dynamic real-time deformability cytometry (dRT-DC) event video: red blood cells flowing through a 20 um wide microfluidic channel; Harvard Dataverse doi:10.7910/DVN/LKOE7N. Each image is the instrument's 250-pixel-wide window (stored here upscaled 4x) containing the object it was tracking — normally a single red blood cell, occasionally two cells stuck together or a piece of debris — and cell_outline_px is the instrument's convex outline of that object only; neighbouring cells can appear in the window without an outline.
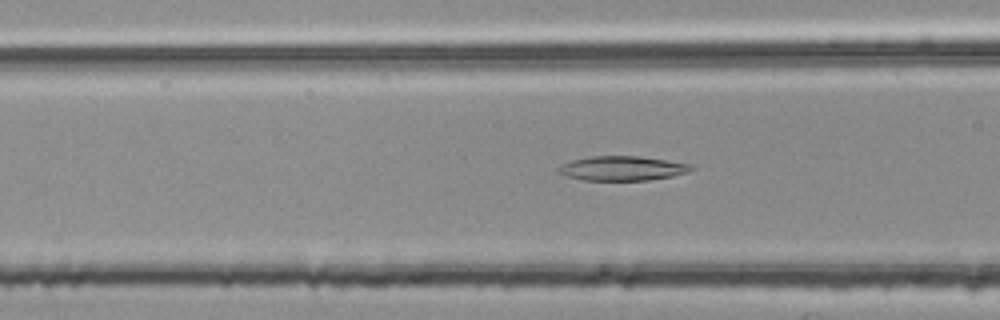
{"species": "common noctule bat (a hibernating species)", "species_latin": "Nyctalus noctula", "temperature_condition": "room temperature", "stored_images_in_passage": 34, "camera_frame_rate_fps": 3000, "um_per_image_px": 0.085, "animal": {"sex": "female", "body_mass_g": 25.1}, "frame": {"image": 1, "passage_image": 7, "time_ms": 2.0, "image_size_px": [1000, 320], "cell_outline_px": [[696, 168], [688, 172], [672, 176], [648, 180], [584, 180], [568, 176], [556, 172], [556, 168], [572, 160], [592, 156], [640, 156], [688, 164]], "centroid_in_image_um": [52.88, 14.31], "position_along_channel_um": 113.7, "area_um2": 18.73}}
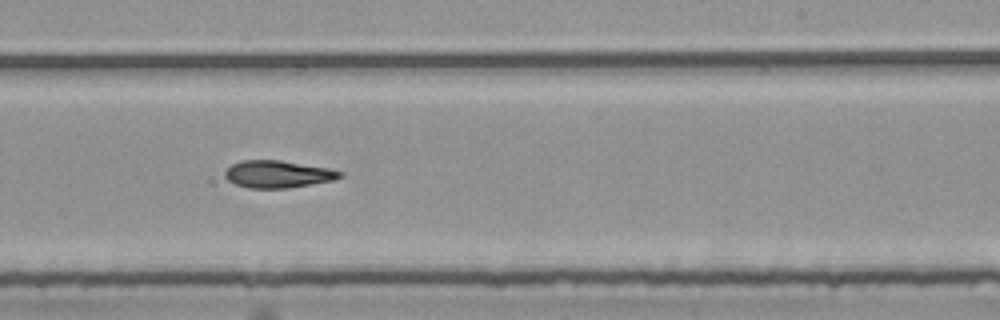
{"frame": {"image": 2, "passage_image": 19, "time_ms": 6.0, "image_size_px": [1000, 320], "cell_outline_px": [[344, 176], [332, 180], [312, 184], [288, 188], [248, 188], [236, 184], [228, 180], [224, 176], [224, 172], [232, 164], [240, 160], [280, 160], [328, 168], [344, 172]], "centroid_in_image_um": [23.61, 14.8], "position_along_channel_um": 265.4, "area_um2": 18.26}}
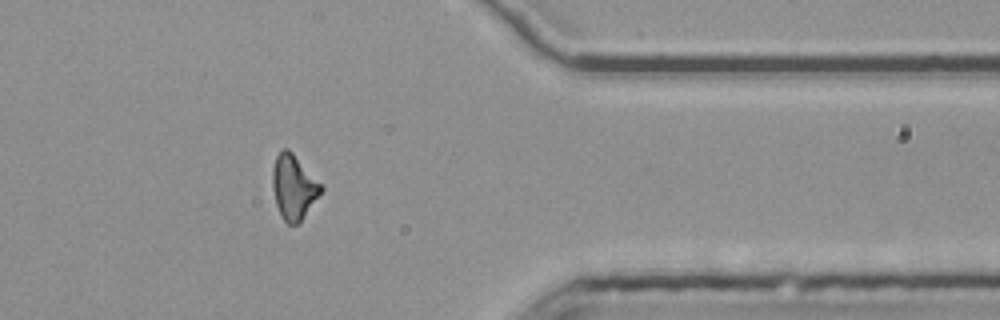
{"frame": {"image": 3, "passage_image": 30, "time_ms": 9.667, "image_size_px": [1000, 320], "cell_outline_px": [[324, 188], [300, 224], [288, 224], [280, 216], [276, 204], [272, 188], [272, 168], [276, 156], [284, 148], [288, 148], [324, 184]], "centroid_in_image_um": [24.98, 15.91], "position_along_channel_um": 386.4, "area_um2": 18.67}}